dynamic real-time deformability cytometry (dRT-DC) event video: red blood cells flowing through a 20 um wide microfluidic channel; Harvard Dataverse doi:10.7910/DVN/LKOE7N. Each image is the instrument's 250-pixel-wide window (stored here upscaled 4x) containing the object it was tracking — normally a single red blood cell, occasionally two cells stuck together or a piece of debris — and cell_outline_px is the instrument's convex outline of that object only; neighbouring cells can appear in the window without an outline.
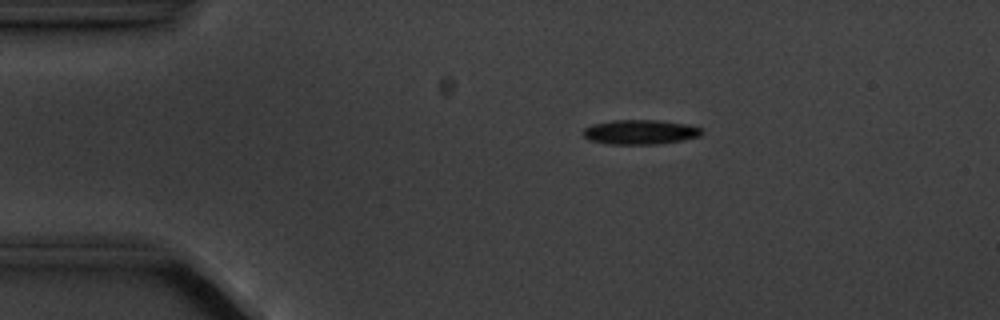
{"species": "common noctule bat (a hibernating species)", "species_latin": "Nyctalus noctula", "temperature_condition": "cold", "stored_images_in_passage": 4, "camera_frame_rate_fps": 3000, "um_per_image_px": 0.085, "animal": {"sex": "male", "body_mass_g": 20.1, "forearm_length_mm": 53.5}, "frame": {"image": 1, "passage_image": 3, "time_ms": 2.333, "image_size_px": [1000, 320], "cell_outline_px": [[704, 132], [700, 136], [680, 140], [656, 144], [612, 144], [588, 140], [584, 136], [584, 128], [592, 124], [612, 120], [656, 120], [684, 124], [700, 128]], "centroid_in_image_um": [54.38, 11.22], "position_along_channel_um": 30.6, "area_um2": 16.76}}